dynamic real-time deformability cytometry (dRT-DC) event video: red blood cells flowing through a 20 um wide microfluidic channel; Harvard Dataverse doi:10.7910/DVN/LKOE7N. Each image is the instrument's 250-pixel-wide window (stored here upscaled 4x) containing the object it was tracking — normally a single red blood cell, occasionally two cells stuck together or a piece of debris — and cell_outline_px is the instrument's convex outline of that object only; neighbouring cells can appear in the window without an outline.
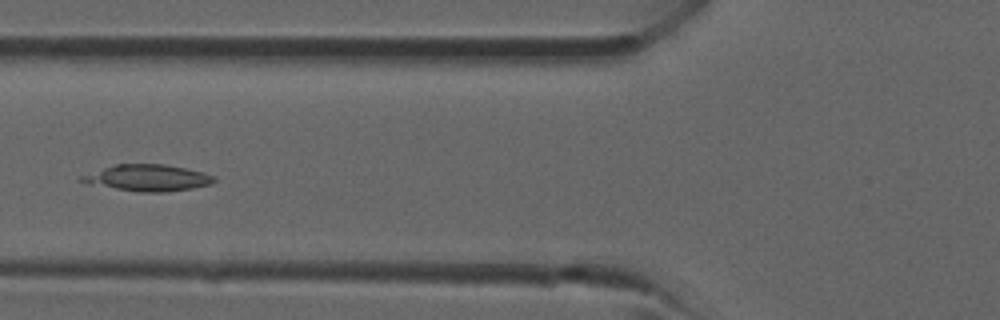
{"species": "common noctule bat (a hibernating species)", "species_latin": "Nyctalus noctula", "temperature_condition": "room temperature", "stored_images_in_passage": 40, "camera_frame_rate_fps": 3000, "um_per_image_px": 0.085, "animal": {"sex": "male", "forearm_length_mm": 52.5}, "frame": {"image": 1, "passage_image": 16, "time_ms": 5.0, "image_size_px": [1000, 320], "cell_outline_px": [[216, 180], [212, 184], [192, 188], [164, 192], [140, 192], [88, 184], [76, 180], [80, 176], [116, 164], [164, 164], [204, 172], [216, 176]], "centroid_in_image_um": [12.57, 15.12], "position_along_channel_um": 113.2, "area_um2": 20.4}}
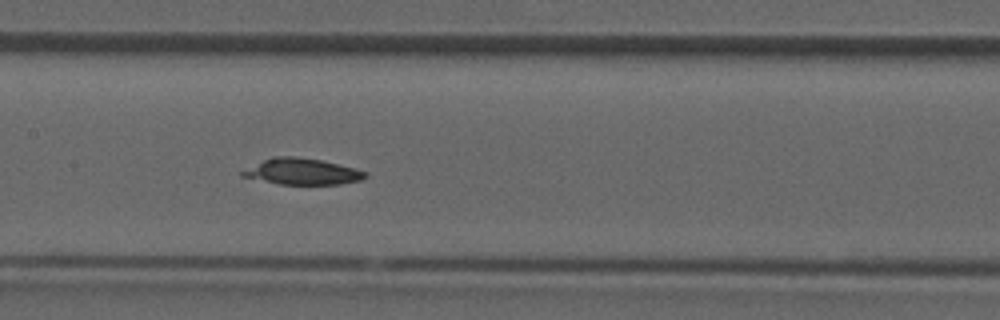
{"frame": {"image": 2, "passage_image": 20, "time_ms": 6.333, "image_size_px": [1000, 320], "cell_outline_px": [[368, 176], [360, 180], [340, 184], [280, 184], [240, 176], [240, 172], [272, 156], [296, 156], [320, 160], [356, 168], [368, 172]], "centroid_in_image_um": [25.71, 14.58], "position_along_channel_um": 181.7, "area_um2": 18.61}}
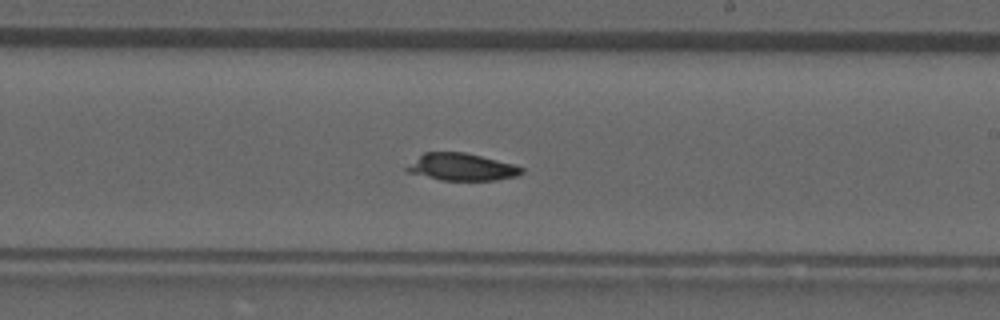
{"frame": {"image": 3, "passage_image": 24, "time_ms": 7.667, "image_size_px": [1000, 320], "cell_outline_px": [[524, 172], [516, 176], [496, 180], [440, 180], [404, 172], [404, 168], [424, 152], [464, 152], [512, 164], [524, 168]], "centroid_in_image_um": [39.19, 14.2], "position_along_channel_um": 249.8, "area_um2": 18.15}}